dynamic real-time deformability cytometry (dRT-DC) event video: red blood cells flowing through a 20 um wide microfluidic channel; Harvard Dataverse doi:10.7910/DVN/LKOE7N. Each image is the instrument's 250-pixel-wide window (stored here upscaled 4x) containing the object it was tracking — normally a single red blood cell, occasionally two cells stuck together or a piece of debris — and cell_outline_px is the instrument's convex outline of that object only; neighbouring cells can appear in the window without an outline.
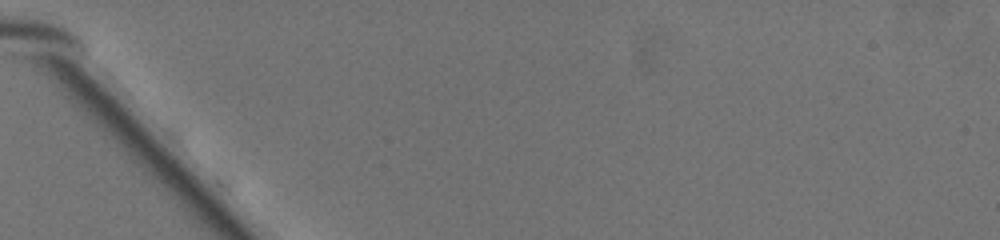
{"species": "common noctule bat (a hibernating species)", "species_latin": "Nyctalus noctula", "temperature_condition": "warm", "stored_images_in_passage": 4, "camera_frame_rate_fps": 3000, "um_per_image_px": 0.085, "animal": {"sex": "female", "body_mass_g": 19.5, "forearm_length_mm": 54.1}, "frame": {"image": 1, "passage_image": 1, "time_ms": 0.0, "image_size_px": [1000, 240], "cell_outline_px": [[276, 108], [272, 116], [252, 116], [244, 108], [232, 92], [232, 76], [236, 64], [244, 60], [268, 92]], "centroid_in_image_um": [21.36, 7.8], "position_along_channel_um": 63.6, "area_um2": 10.58}}